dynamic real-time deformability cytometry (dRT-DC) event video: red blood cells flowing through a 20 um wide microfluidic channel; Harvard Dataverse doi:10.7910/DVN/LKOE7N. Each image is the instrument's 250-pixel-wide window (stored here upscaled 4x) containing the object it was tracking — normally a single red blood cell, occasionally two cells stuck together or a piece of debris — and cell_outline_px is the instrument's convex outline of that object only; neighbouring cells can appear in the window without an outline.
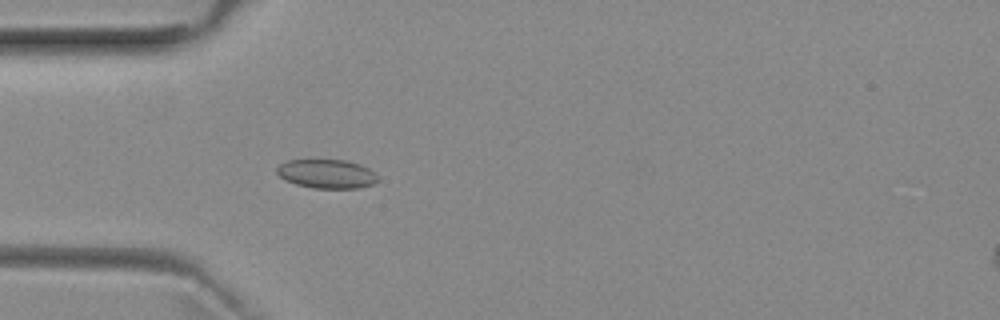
{"species": "common noctule bat (a hibernating species)", "species_latin": "Nyctalus noctula", "temperature_condition": "room temperature", "stored_images_in_passage": 40, "camera_frame_rate_fps": 3000, "um_per_image_px": 0.085, "animal": {"sex": "female", "body_mass_g": 29.2, "forearm_length_mm": 56.3}, "frame": {"image": 1, "passage_image": 3, "time_ms": 0.667, "image_size_px": [1000, 320], "cell_outline_px": [[380, 180], [372, 184], [360, 188], [312, 188], [296, 184], [284, 180], [276, 172], [276, 168], [280, 164], [288, 160], [344, 160], [360, 164], [376, 172]], "centroid_in_image_um": [27.79, 14.78], "position_along_channel_um": 57.2, "area_um2": 17.17}}
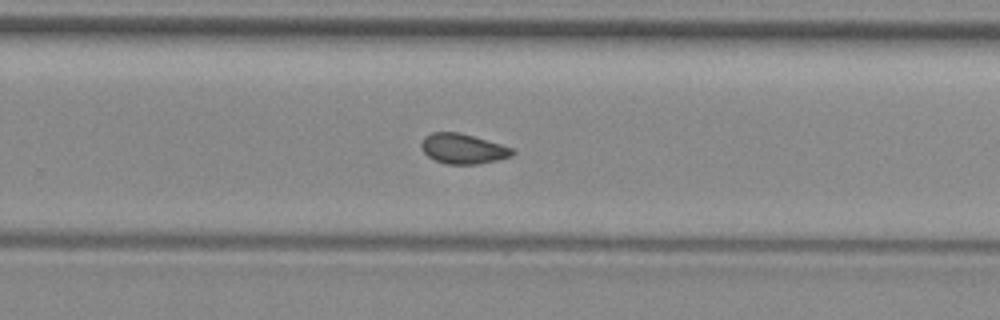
{"frame": {"image": 2, "passage_image": 21, "time_ms": 6.667, "image_size_px": [1000, 320], "cell_outline_px": [[516, 152], [512, 156], [496, 160], [476, 164], [448, 164], [436, 160], [428, 156], [420, 148], [420, 144], [424, 136], [432, 132], [460, 132], [500, 144], [512, 148]], "centroid_in_image_um": [39.33, 12.63], "position_along_channel_um": 290.5, "area_um2": 15.9}}
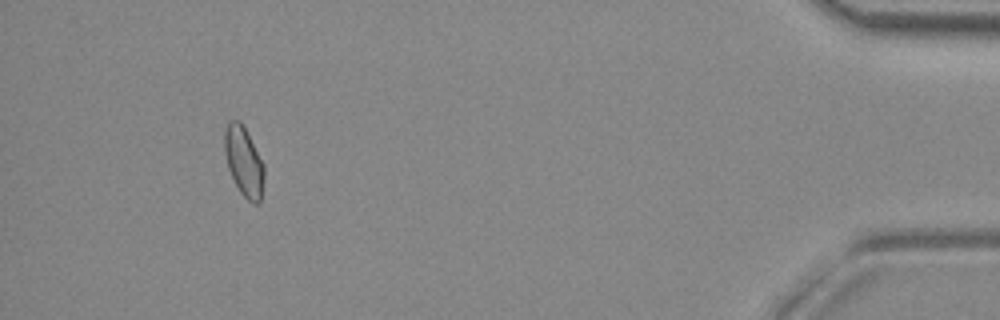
{"frame": {"image": 3, "passage_image": 36, "time_ms": 11.667, "image_size_px": [1000, 320], "cell_outline_px": [[264, 180], [260, 204], [252, 204], [240, 192], [228, 168], [224, 152], [224, 132], [228, 120], [240, 120], [264, 164]], "centroid_in_image_um": [20.72, 13.74], "position_along_channel_um": 414.5, "area_um2": 16.07}, "authors_computed_cell_mechanics": {"area_um2": 16.1262, "velocity_mm_per_s": 3.9481, "shape_relaxation_time_tau1_ms": null, "shape_relaxation_time_tau2_ms": 1.8283, "deformation_change_tau1": null, "deformation_change_tau2": 0.0559}}